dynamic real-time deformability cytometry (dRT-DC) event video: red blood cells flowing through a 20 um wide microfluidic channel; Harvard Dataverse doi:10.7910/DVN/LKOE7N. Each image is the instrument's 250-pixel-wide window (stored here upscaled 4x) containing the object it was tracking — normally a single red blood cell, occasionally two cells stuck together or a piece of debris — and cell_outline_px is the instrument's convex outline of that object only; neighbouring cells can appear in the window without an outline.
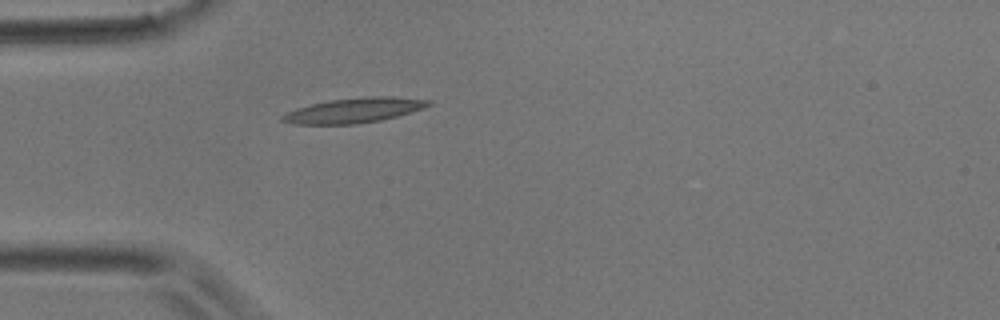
{"species": "common noctule bat (a hibernating species)", "species_latin": "Nyctalus noctula", "temperature_condition": "room temperature", "stored_images_in_passage": 1, "camera_frame_rate_fps": 3000, "um_per_image_px": 0.085, "animal": {"sex": "male", "body_mass_g": 17.9}, "frame": {"image": 1, "passage_image": 1, "time_ms": 0.0, "image_size_px": [1000, 320], "cell_outline_px": [[432, 104], [424, 108], [396, 116], [380, 120], [356, 124], [292, 124], [280, 120], [280, 116], [288, 112], [312, 104], [332, 100], [368, 96], [392, 96], [432, 100]], "centroid_in_image_um": [30.13, 9.38], "position_along_channel_um": 54.9, "area_um2": 20.98}}